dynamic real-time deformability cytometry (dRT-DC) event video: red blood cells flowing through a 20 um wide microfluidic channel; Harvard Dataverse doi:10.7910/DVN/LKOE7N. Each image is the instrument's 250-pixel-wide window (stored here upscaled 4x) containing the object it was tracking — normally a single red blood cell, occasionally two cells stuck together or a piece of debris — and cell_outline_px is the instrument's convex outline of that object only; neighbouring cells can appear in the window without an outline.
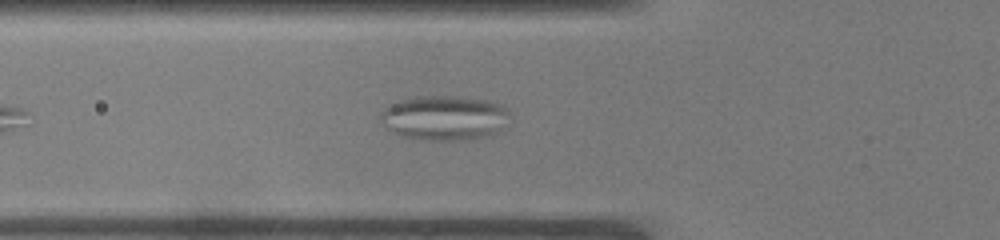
{"species": "common noctule bat (a hibernating species)", "species_latin": "Nyctalus noctula", "temperature_condition": "warm", "stored_images_in_passage": 42, "camera_frame_rate_fps": 3000, "um_per_image_px": 0.085, "animal": {"sex": "male", "body_mass_g": 19.0, "forearm_length_mm": 50.8}, "frame": {"image": 1, "passage_image": 8, "time_ms": 2.333, "image_size_px": [1000, 240], "cell_outline_px": [[508, 112], [496, 132], [480, 136], [460, 140], [412, 140], [388, 128], [380, 120], [380, 116], [392, 104], [400, 100], [416, 96], [456, 96], [488, 100], [500, 104], [508, 108]], "centroid_in_image_um": [37.73, 10.0], "position_along_channel_um": 88.1, "area_um2": 32.83}}
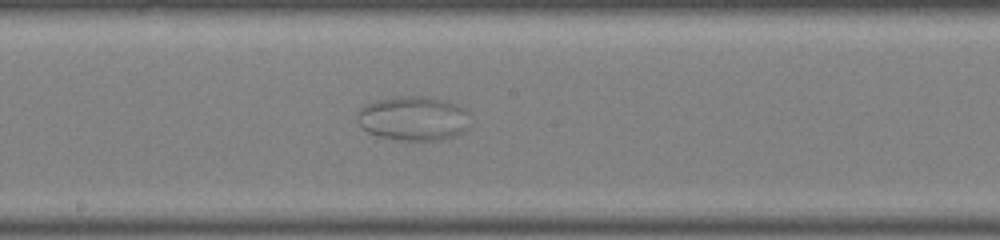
{"frame": {"image": 2, "passage_image": 18, "time_ms": 5.667, "image_size_px": [1000, 240], "cell_outline_px": [[464, 128], [460, 132], [452, 136], [440, 140], [400, 140], [380, 136], [368, 132], [360, 124], [360, 108], [364, 104], [376, 100], [396, 96], [428, 96], [444, 100], [456, 104], [464, 112]], "centroid_in_image_um": [35.05, 10.04], "position_along_channel_um": 213.1, "area_um2": 28.21}}
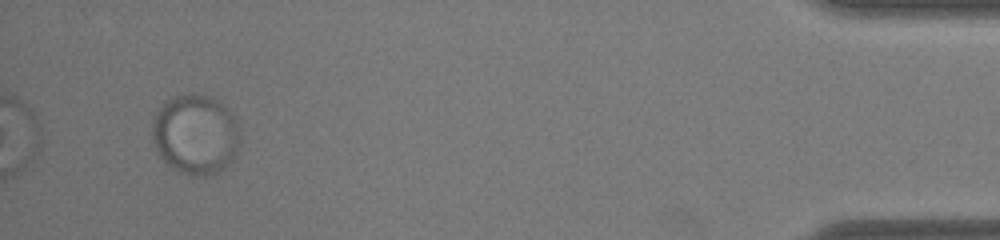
{"frame": {"image": 3, "passage_image": 40, "time_ms": 13.0, "image_size_px": [1000, 240], "cell_outline_px": [[240, 140], [236, 152], [232, 160], [216, 172], [208, 176], [192, 176], [180, 172], [168, 164], [160, 156], [152, 140], [152, 124], [156, 112], [168, 100], [176, 96], [192, 92], [208, 96], [224, 104], [232, 112], [240, 128]], "centroid_in_image_um": [16.63, 11.41], "position_along_channel_um": 418.6, "area_um2": 41.04}}